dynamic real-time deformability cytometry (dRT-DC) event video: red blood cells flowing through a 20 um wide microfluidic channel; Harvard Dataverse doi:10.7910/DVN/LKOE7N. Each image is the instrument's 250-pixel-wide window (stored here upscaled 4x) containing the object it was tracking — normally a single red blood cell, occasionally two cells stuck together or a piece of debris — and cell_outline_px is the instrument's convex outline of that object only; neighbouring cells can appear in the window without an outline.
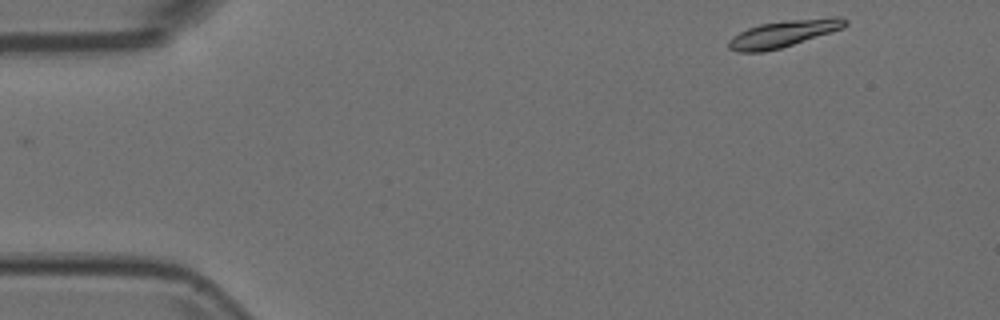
{"species": "Egyptian fruit bat (a non-hibernating species)", "species_latin": "Rousettus aegyptiacus", "temperature_condition": "room temperature", "stored_images_in_passage": 49, "camera_frame_rate_fps": 3000, "um_per_image_px": 0.085, "animal": {"sex": "female"}, "frame": {"image": 1, "passage_image": 1, "time_ms": 0.0, "image_size_px": [1000, 320], "cell_outline_px": [[848, 24], [840, 28], [780, 48], [764, 52], [736, 52], [728, 48], [728, 40], [732, 36], [748, 28], [760, 24], [788, 20], [832, 16], [840, 16], [848, 20]], "centroid_in_image_um": [66.55, 2.85], "position_along_channel_um": 18.5, "area_um2": 17.98}}
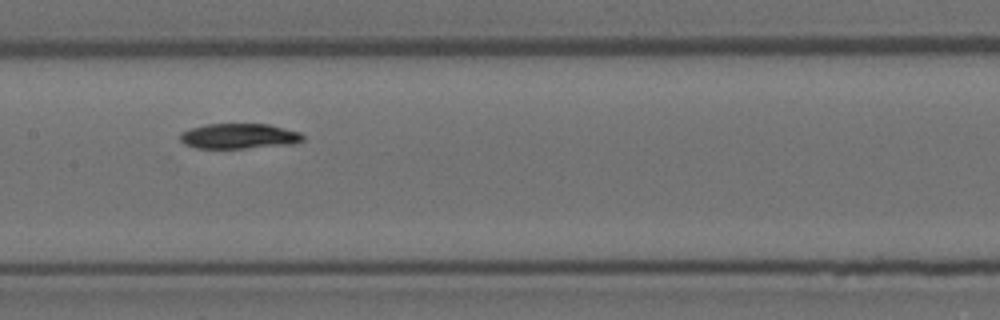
{"frame": {"image": 2, "passage_image": 22, "time_ms": 7.0, "image_size_px": [1000, 320], "cell_outline_px": [[304, 140], [292, 144], [244, 148], [196, 148], [184, 144], [180, 140], [180, 132], [188, 128], [208, 124], [268, 124], [300, 132], [304, 136]], "centroid_in_image_um": [20.29, 11.57], "position_along_channel_um": 187.1, "area_um2": 18.09}}
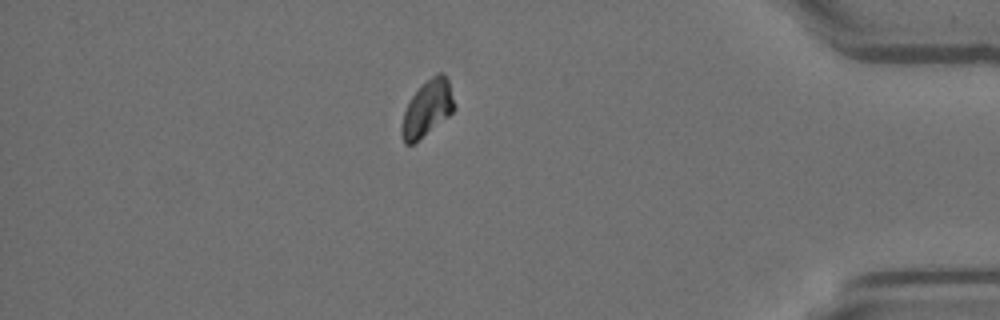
{"frame": {"image": 3, "passage_image": 42, "time_ms": 13.667, "image_size_px": [1000, 320], "cell_outline_px": [[456, 108], [448, 116], [412, 144], [404, 144], [400, 132], [400, 128], [404, 112], [412, 96], [436, 72], [444, 72], [448, 80], [456, 104]], "centroid_in_image_um": [36.33, 9.2], "position_along_channel_um": 398.9, "area_um2": 16.88}}